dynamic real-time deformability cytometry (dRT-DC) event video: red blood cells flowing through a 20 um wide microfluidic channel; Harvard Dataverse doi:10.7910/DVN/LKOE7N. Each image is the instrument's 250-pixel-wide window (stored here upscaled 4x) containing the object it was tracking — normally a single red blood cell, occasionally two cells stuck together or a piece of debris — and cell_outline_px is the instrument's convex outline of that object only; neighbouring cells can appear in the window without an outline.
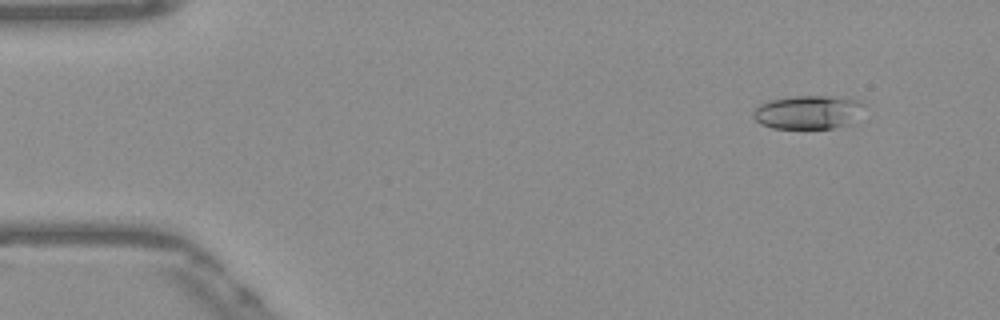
{"species": "Egyptian fruit bat (a non-hibernating species)", "species_latin": "Rousettus aegyptiacus", "temperature_condition": "warm", "stored_images_in_passage": 52, "camera_frame_rate_fps": 3000, "um_per_image_px": 0.085, "frame": {"image": 1, "passage_image": 5, "time_ms": 1.333, "image_size_px": [1000, 320], "cell_outline_px": [[860, 104], [852, 124], [832, 128], [772, 128], [760, 124], [752, 116], [752, 112], [760, 104], [772, 100], [796, 96], [828, 96], [856, 100]], "centroid_in_image_um": [68.58, 9.55], "position_along_channel_um": 16.4, "area_um2": 21.1}}
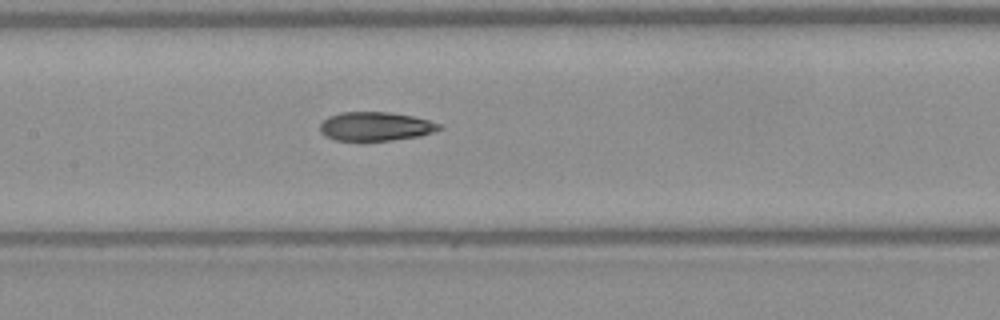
{"frame": {"image": 2, "passage_image": 25, "time_ms": 8.0, "image_size_px": [1000, 320], "cell_outline_px": [[444, 128], [420, 136], [392, 140], [336, 140], [320, 132], [320, 124], [328, 116], [340, 112], [388, 112], [412, 116], [428, 120], [440, 124]], "centroid_in_image_um": [31.93, 10.73], "position_along_channel_um": 175.5, "area_um2": 19.88}}
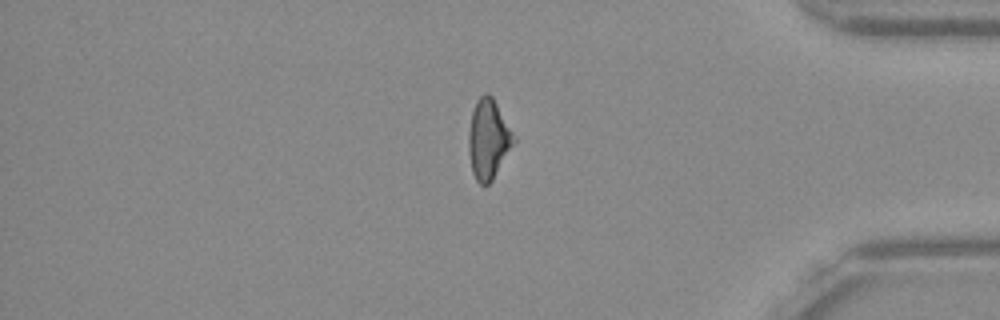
{"frame": {"image": 3, "passage_image": 44, "time_ms": 14.333, "image_size_px": [1000, 320], "cell_outline_px": [[516, 140], [492, 180], [484, 188], [476, 180], [472, 172], [468, 152], [468, 132], [472, 112], [476, 100], [484, 92], [488, 92], [492, 96], [512, 132]], "centroid_in_image_um": [41.48, 11.84], "position_along_channel_um": 393.7, "area_um2": 20.87}, "authors_computed_cell_mechanics": {"area_um2": 20.7213, "velocity_mm_per_s": 3.8866, "shape_relaxation_time_tau1_ms": 7.6236, "shape_relaxation_time_tau2_ms": 3.4344, "deformation_change_tau1": 0.186, "deformation_change_tau2": 0.1187}}